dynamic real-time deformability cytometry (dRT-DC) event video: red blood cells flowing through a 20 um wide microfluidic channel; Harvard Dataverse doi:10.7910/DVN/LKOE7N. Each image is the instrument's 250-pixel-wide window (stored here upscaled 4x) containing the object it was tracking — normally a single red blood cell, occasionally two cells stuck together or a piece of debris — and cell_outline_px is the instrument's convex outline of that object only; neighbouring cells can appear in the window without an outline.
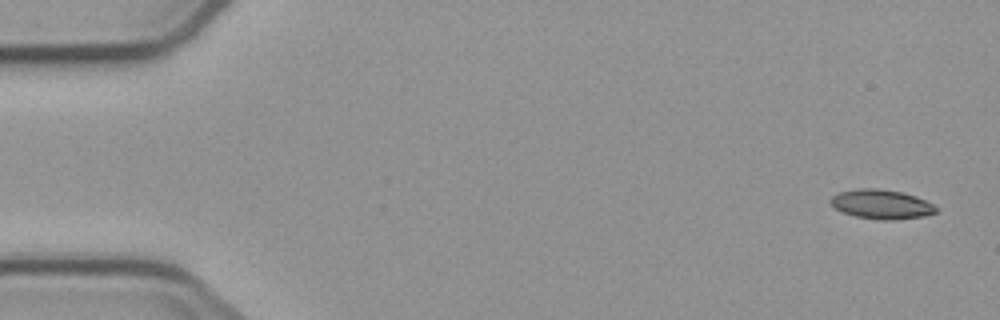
{"species": "common noctule bat (a hibernating species)", "species_latin": "Nyctalus noctula", "temperature_condition": "cold", "stored_images_in_passage": 5, "camera_frame_rate_fps": 3000, "um_per_image_px": 0.085, "animal": {"sex": "male", "body_mass_g": 23.1, "forearm_length_mm": 52.7}, "frame": {"image": 1, "passage_image": 1, "time_ms": 0.0, "image_size_px": [1000, 320], "cell_outline_px": [[940, 208], [936, 212], [924, 216], [896, 220], [880, 220], [856, 216], [844, 212], [836, 208], [828, 200], [832, 196], [840, 192], [860, 188], [876, 188], [904, 192], [916, 196]], "centroid_in_image_um": [74.95, 17.36], "position_along_channel_um": 10.0, "area_um2": 18.03}}
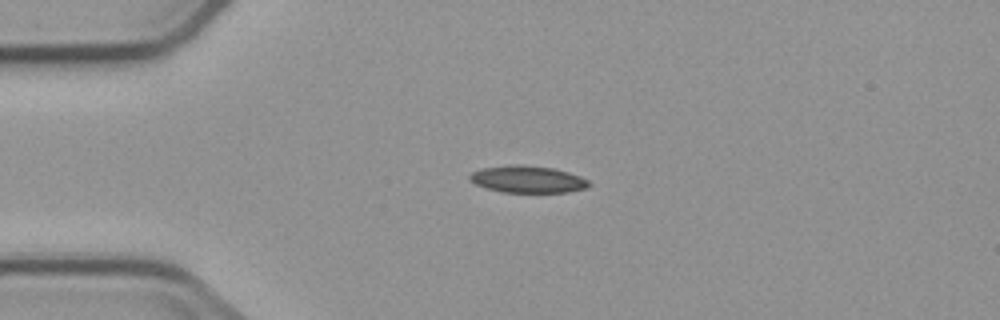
{"frame": {"image": 2, "passage_image": 4, "time_ms": 3.667, "image_size_px": [1000, 320], "cell_outline_px": [[592, 184], [588, 188], [568, 192], [504, 192], [488, 188], [476, 184], [468, 180], [468, 176], [472, 172], [480, 168], [512, 164], [520, 164], [552, 168], [568, 172], [580, 176], [588, 180]], "centroid_in_image_um": [44.85, 15.23], "position_along_channel_um": 40.1, "area_um2": 18.84}}
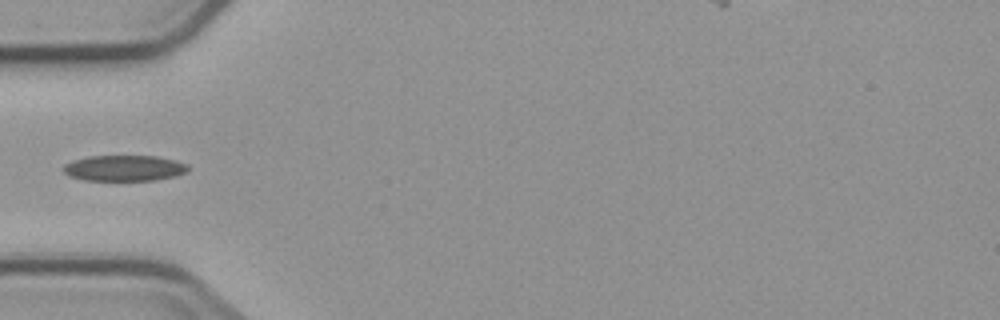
{"frame": {"image": 3, "passage_image": 5, "time_ms": 5.333, "image_size_px": [1000, 320], "cell_outline_px": [[188, 172], [176, 176], [156, 180], [84, 180], [68, 176], [64, 172], [64, 164], [72, 160], [88, 156], [156, 156], [176, 160], [188, 164]], "centroid_in_image_um": [10.58, 14.29], "position_along_channel_um": 74.4, "area_um2": 18.9}}